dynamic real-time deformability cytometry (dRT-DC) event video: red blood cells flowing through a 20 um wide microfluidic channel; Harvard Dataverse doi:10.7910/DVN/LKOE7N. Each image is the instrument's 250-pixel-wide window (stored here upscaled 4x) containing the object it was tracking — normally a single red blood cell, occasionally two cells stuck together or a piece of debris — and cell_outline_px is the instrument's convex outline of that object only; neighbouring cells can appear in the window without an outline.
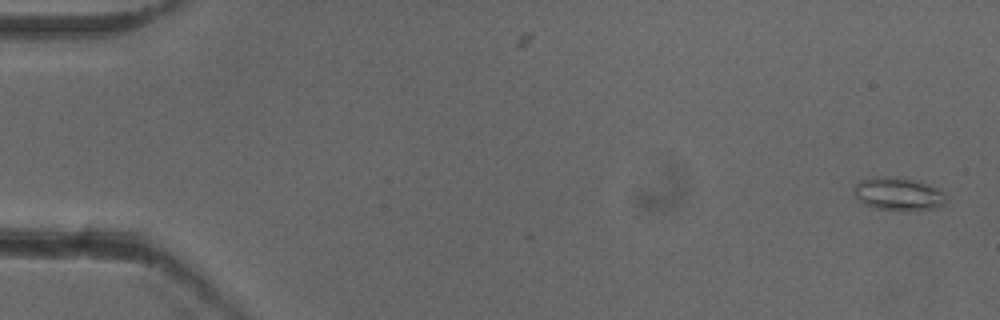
{"species": "common noctule bat (a hibernating species)", "species_latin": "Nyctalus noctula", "temperature_condition": "cold", "stored_images_in_passage": 52, "camera_frame_rate_fps": 3000, "um_per_image_px": 0.085, "animal": {"sex": "female"}, "frame": {"image": 1, "passage_image": 1, "time_ms": 0.0, "image_size_px": [1000, 320], "cell_outline_px": [[944, 204], [936, 208], [876, 208], [864, 204], [852, 192], [852, 188], [860, 180], [872, 176], [908, 180], [928, 184], [944, 192]], "centroid_in_image_um": [76.28, 16.46], "position_along_channel_um": 8.7, "area_um2": 16.7}}
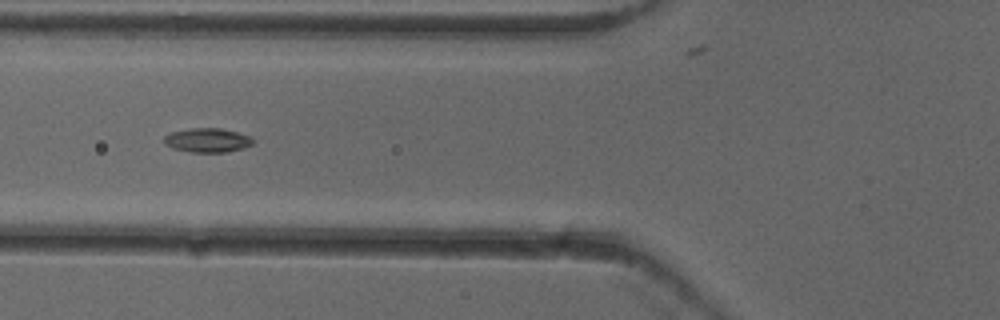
{"frame": {"image": 2, "passage_image": 20, "time_ms": 6.333, "image_size_px": [1000, 320], "cell_outline_px": [[256, 140], [252, 144], [244, 148], [224, 152], [192, 152], [172, 148], [164, 144], [164, 136], [172, 132], [192, 128], [220, 128], [252, 136]], "centroid_in_image_um": [17.66, 11.92], "position_along_channel_um": 108.1, "area_um2": 12.54}}
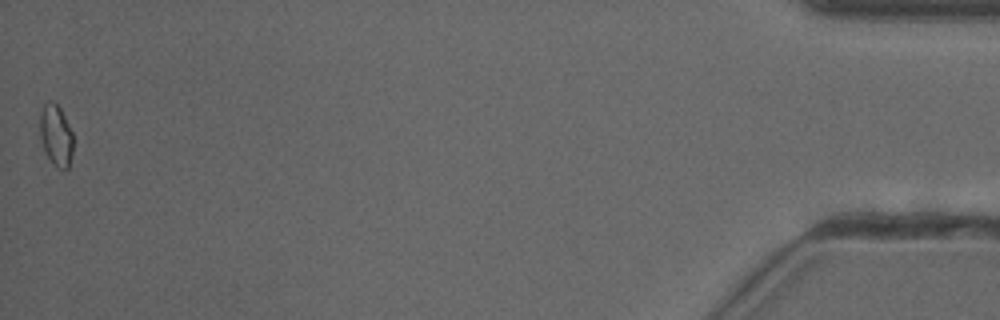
{"frame": {"image": 3, "passage_image": 52, "time_ms": 17.0, "image_size_px": [1000, 320], "cell_outline_px": [[72, 152], [68, 168], [64, 172], [56, 168], [52, 164], [40, 140], [40, 112], [44, 104], [48, 100], [52, 100], [60, 108], [72, 132]], "centroid_in_image_um": [4.75, 11.53], "position_along_channel_um": 430.5, "area_um2": 11.96}, "authors_computed_cell_mechanics": {"area_um2": 11.9357, "velocity_mm_per_s": 3.9406, "shape_relaxation_time_tau1_ms": 5.3916, "shape_relaxation_time_tau2_ms": 3.8196, "deformation_change_tau1": 0.1072, "deformation_change_tau2": 0.0619}}